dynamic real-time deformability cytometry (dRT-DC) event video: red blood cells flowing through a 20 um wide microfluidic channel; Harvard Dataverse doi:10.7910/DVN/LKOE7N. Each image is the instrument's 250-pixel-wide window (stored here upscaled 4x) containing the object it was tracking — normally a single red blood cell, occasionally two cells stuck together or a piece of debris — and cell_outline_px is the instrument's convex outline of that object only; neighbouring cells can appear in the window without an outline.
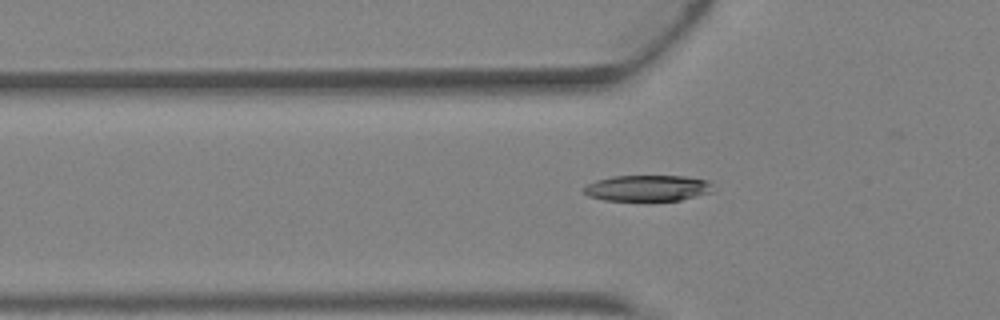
{"species": "Egyptian fruit bat (a non-hibernating species)", "species_latin": "Rousettus aegyptiacus", "temperature_condition": "warm", "stored_images_in_passage": 4, "camera_frame_rate_fps": 3000, "um_per_image_px": 0.085, "animal": {"sex": "female"}, "frame": {"image": 1, "passage_image": 4, "time_ms": 1.0, "image_size_px": [1000, 320], "cell_outline_px": [[712, 192], [680, 200], [648, 204], [604, 200], [588, 196], [584, 192], [584, 188], [588, 184], [596, 180], [612, 176], [684, 176], [708, 180], [712, 184]], "centroid_in_image_um": [55.04, 16.04], "position_along_channel_um": 70.8, "area_um2": 20.58}}